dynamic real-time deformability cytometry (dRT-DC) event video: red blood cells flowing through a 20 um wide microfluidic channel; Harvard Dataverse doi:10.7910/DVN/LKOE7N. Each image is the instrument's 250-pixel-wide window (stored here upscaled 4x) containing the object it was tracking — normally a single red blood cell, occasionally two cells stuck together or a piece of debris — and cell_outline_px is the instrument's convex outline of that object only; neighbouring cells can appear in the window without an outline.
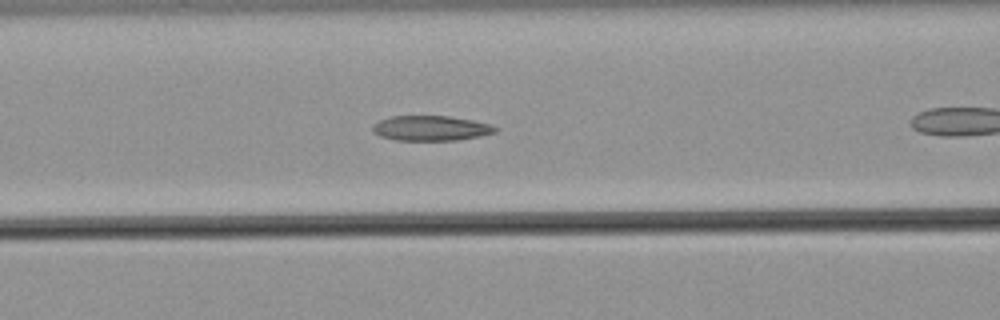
{"species": "common noctule bat (a hibernating species)", "species_latin": "Nyctalus noctula", "temperature_condition": "warm", "stored_images_in_passage": 29, "camera_frame_rate_fps": 3000, "um_per_image_px": 0.085, "animal": {"sex": "male", "body_mass_g": 21.5, "forearm_length_mm": 52.0}, "frame": {"image": 1, "passage_image": 9, "time_ms": 2.667, "image_size_px": [1000, 320], "cell_outline_px": [[500, 128], [496, 132], [480, 136], [460, 140], [396, 140], [380, 136], [372, 132], [372, 124], [388, 116], [448, 116], [472, 120], [488, 124]], "centroid_in_image_um": [36.6, 10.9], "position_along_channel_um": 130.0, "area_um2": 17.98}}